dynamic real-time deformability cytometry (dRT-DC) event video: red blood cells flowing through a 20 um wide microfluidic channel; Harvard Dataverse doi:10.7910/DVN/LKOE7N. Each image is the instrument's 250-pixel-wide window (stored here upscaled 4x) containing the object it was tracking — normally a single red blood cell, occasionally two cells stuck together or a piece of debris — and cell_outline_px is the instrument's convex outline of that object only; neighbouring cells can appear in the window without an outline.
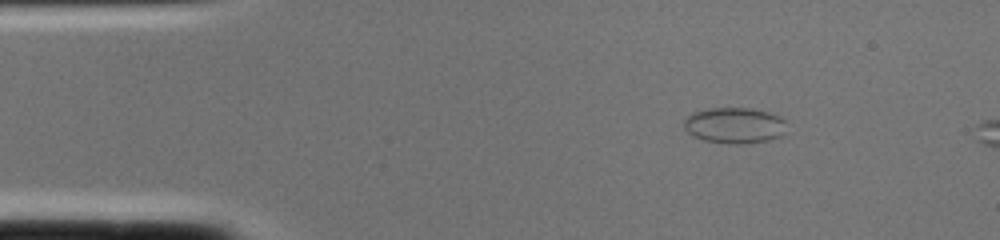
{"species": "common noctule bat (a hibernating species)", "species_latin": "Nyctalus noctula", "temperature_condition": "cold", "stored_images_in_passage": 2, "camera_frame_rate_fps": 3000, "um_per_image_px": 0.085, "animal": {"sex": "female", "body_mass_g": 22.0, "forearm_length_mm": 56.7}, "frame": {"image": 1, "passage_image": 1, "time_ms": 0.0, "image_size_px": [1000, 240], "cell_outline_px": [[788, 120], [784, 132], [780, 136], [768, 140], [744, 144], [728, 144], [704, 140], [692, 136], [684, 128], [684, 120], [692, 112], [708, 108], [752, 108], [768, 112], [780, 116]], "centroid_in_image_um": [62.45, 10.65], "position_along_channel_um": 22.6, "area_um2": 21.79}}